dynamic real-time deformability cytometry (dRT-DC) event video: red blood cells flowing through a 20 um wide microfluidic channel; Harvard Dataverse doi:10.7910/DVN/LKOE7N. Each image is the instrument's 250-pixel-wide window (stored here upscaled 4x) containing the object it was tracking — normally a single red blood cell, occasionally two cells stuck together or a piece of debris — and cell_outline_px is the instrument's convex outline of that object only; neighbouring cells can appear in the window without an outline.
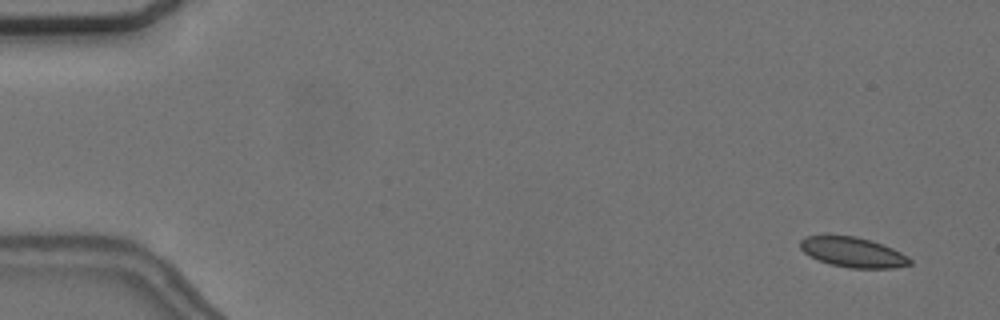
{"species": "common noctule bat (a hibernating species)", "species_latin": "Nyctalus noctula", "temperature_condition": "cold", "stored_images_in_passage": 5, "camera_frame_rate_fps": 3000, "um_per_image_px": 0.085, "animal": {"sex": "female", "body_mass_g": 24.6, "forearm_length_mm": 56.2}, "frame": {"image": 1, "passage_image": 1, "time_ms": 0.0, "image_size_px": [1000, 320], "cell_outline_px": [[912, 264], [892, 268], [848, 268], [832, 264], [820, 260], [804, 252], [800, 248], [800, 240], [804, 236], [856, 236], [892, 248], [908, 256], [912, 260]], "centroid_in_image_um": [72.51, 21.45], "position_along_channel_um": 12.5, "area_um2": 18.84}}